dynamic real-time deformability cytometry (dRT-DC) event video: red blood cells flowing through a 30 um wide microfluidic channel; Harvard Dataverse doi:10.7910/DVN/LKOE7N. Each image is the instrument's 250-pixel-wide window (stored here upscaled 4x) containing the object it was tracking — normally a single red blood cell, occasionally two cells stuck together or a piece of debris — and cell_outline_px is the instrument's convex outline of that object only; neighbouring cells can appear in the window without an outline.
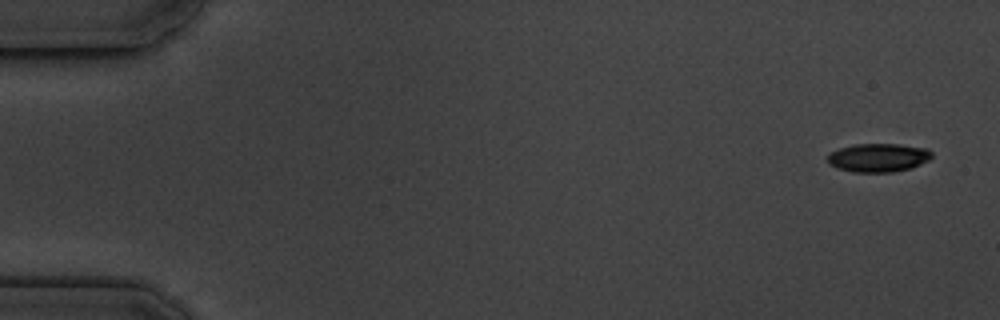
{"species": "common noctule bat (a hibernating species)", "species_latin": "Nyctalus noctula", "temperature_condition": "cold", "stored_images_in_passage": 5, "camera_frame_rate_fps": 3000, "um_per_image_px": 0.085, "animal": {"sex": "male", "body_mass_g": 19.5, "forearm_length_mm": 54.6}, "frame": {"image": 1, "passage_image": 1, "time_ms": 0.0, "image_size_px": [1000, 320], "cell_outline_px": [[932, 156], [928, 160], [912, 168], [892, 172], [852, 172], [836, 168], [828, 164], [828, 152], [840, 148], [856, 144], [900, 144], [928, 148], [932, 152]], "centroid_in_image_um": [74.64, 13.4], "position_along_channel_um": 10.4, "area_um2": 17.51}}
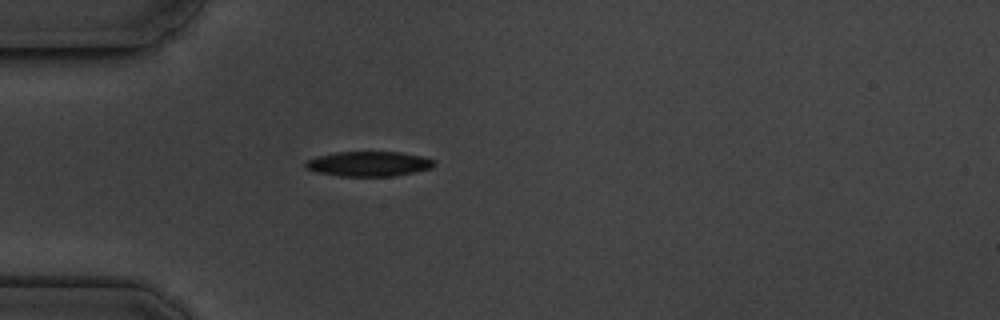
{"frame": {"image": 2, "passage_image": 5, "time_ms": 4.667, "image_size_px": [1000, 320], "cell_outline_px": [[436, 164], [432, 168], [392, 176], [340, 176], [316, 172], [308, 168], [304, 164], [308, 160], [316, 156], [340, 152], [400, 152], [424, 156], [436, 160]], "centroid_in_image_um": [31.39, 13.92], "position_along_channel_um": 53.6, "area_um2": 18.61}}